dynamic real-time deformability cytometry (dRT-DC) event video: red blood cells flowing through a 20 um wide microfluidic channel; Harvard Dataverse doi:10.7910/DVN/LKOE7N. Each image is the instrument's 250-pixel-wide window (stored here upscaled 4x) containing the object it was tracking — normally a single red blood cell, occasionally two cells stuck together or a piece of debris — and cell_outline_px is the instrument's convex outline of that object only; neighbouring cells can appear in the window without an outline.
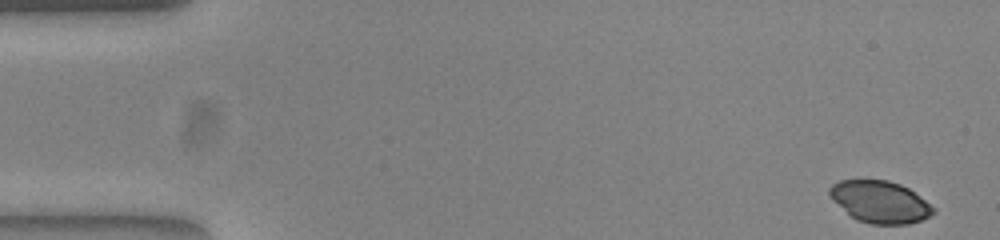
{"species": "common noctule bat (a hibernating species)", "species_latin": "Nyctalus noctula", "temperature_condition": "warm", "stored_images_in_passage": 51, "camera_frame_rate_fps": 3000, "um_per_image_px": 0.085, "animal": {"sex": "female", "body_mass_g": 23.0, "forearm_length_mm": 53.4}, "frame": {"image": 1, "passage_image": 1, "time_ms": 0.0, "image_size_px": [1000, 240], "cell_outline_px": [[936, 212], [920, 220], [908, 224], [872, 224], [856, 220], [832, 200], [828, 192], [828, 188], [832, 184], [840, 180], [888, 180], [900, 184], [908, 188], [936, 208]], "centroid_in_image_um": [74.79, 17.15], "position_along_channel_um": 10.2, "area_um2": 25.32}}
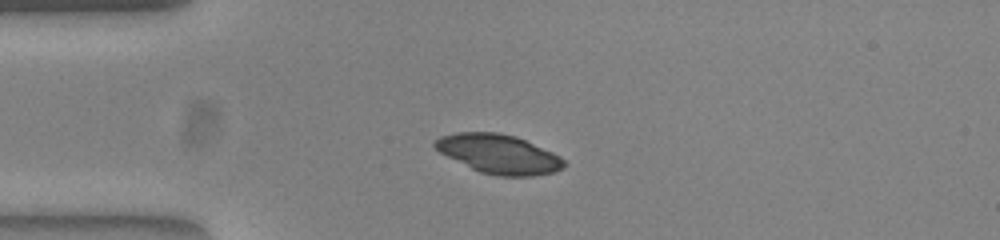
{"frame": {"image": 2, "passage_image": 12, "time_ms": 3.667, "image_size_px": [1000, 240], "cell_outline_px": [[568, 164], [564, 168], [552, 172], [532, 176], [500, 176], [480, 172], [440, 152], [432, 144], [440, 136], [456, 132], [496, 132], [516, 136], [552, 152], [560, 156]], "centroid_in_image_um": [42.42, 13.08], "position_along_channel_um": 42.6, "area_um2": 29.19}}
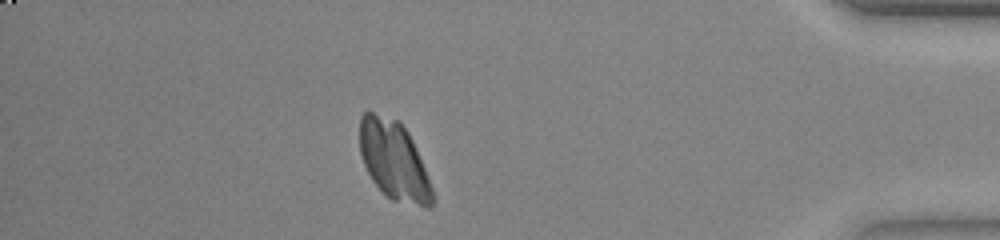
{"frame": {"image": 3, "passage_image": 45, "time_ms": 14.667, "image_size_px": [1000, 240], "cell_outline_px": [[436, 196], [432, 204], [428, 208], [424, 208], [392, 200], [372, 180], [364, 164], [360, 152], [360, 116], [368, 108], [400, 120], [408, 132], [412, 140], [428, 176]], "centroid_in_image_um": [33.49, 13.61], "position_along_channel_um": 401.7, "area_um2": 33.81}}